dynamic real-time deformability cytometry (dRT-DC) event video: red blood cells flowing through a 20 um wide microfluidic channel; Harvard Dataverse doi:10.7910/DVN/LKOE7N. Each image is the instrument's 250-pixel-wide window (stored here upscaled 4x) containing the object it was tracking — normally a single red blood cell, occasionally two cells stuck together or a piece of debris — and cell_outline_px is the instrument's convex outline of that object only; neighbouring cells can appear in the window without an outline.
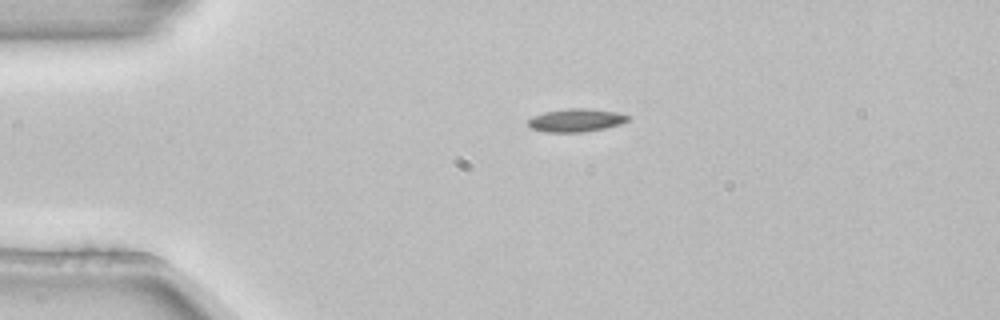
{"species": "common noctule bat (a hibernating species)", "species_latin": "Nyctalus noctula", "temperature_condition": "room temperature", "stored_images_in_passage": 2, "camera_frame_rate_fps": 3000, "um_per_image_px": 0.085, "animal": {"sex": "female", "body_mass_g": 22.7, "forearm_length_mm": 54.2}, "frame": {"image": 1, "passage_image": 1, "time_ms": 0.0, "image_size_px": [1000, 320], "cell_outline_px": [[628, 120], [620, 124], [604, 128], [584, 132], [544, 132], [532, 128], [528, 124], [528, 120], [532, 116], [544, 112], [568, 108], [588, 108], [616, 112], [628, 116]], "centroid_in_image_um": [48.93, 10.22], "position_along_channel_um": 36.1, "area_um2": 13.35}}